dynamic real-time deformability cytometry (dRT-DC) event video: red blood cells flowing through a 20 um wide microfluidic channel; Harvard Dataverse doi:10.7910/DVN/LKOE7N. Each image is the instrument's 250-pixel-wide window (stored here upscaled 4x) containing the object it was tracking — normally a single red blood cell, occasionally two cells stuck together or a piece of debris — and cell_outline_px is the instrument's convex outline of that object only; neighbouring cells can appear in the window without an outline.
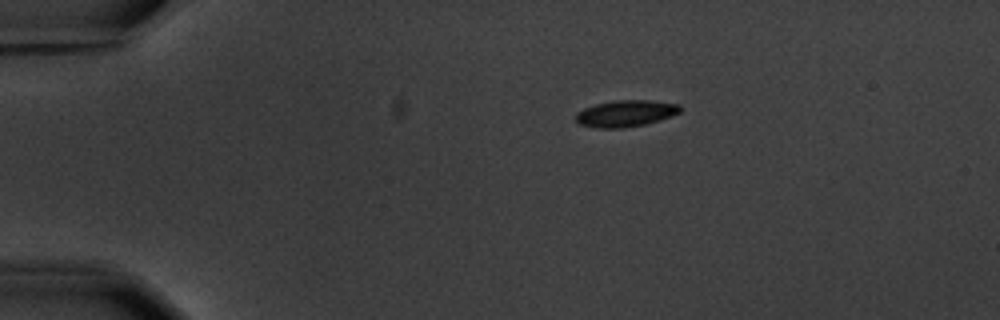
{"species": "common noctule bat (a hibernating species)", "species_latin": "Nyctalus noctula", "temperature_condition": "warm", "stored_images_in_passage": 4, "camera_frame_rate_fps": 3000, "um_per_image_px": 0.085, "animal": {"sex": "male", "body_mass_g": 20.1, "forearm_length_mm": 53.5}, "frame": {"image": 1, "passage_image": 1, "time_ms": 0.0, "image_size_px": [1000, 320], "cell_outline_px": [[680, 112], [672, 116], [644, 124], [624, 128], [596, 128], [580, 124], [576, 120], [576, 112], [584, 108], [596, 104], [616, 100], [648, 100], [680, 104]], "centroid_in_image_um": [53.17, 9.64], "position_along_channel_um": 31.8, "area_um2": 16.07}}
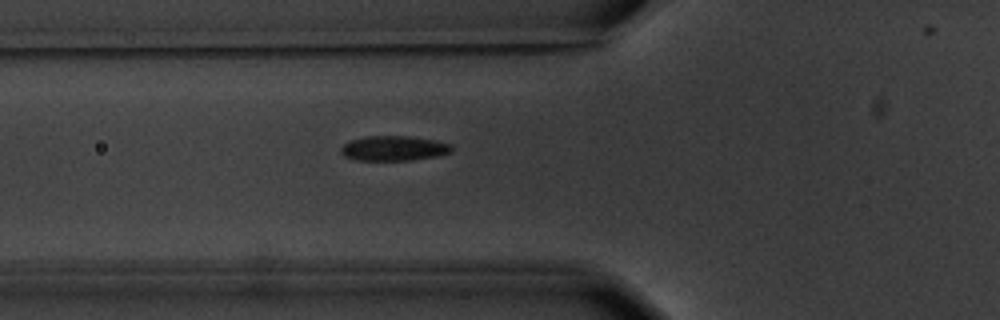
{"frame": {"image": 2, "passage_image": 4, "time_ms": 3.333, "image_size_px": [1000, 320], "cell_outline_px": [[452, 152], [440, 156], [408, 160], [360, 160], [344, 156], [340, 152], [340, 148], [344, 144], [352, 140], [368, 136], [408, 136], [436, 140], [452, 144]], "centroid_in_image_um": [33.52, 12.6], "position_along_channel_um": 92.3, "area_um2": 16.07}}